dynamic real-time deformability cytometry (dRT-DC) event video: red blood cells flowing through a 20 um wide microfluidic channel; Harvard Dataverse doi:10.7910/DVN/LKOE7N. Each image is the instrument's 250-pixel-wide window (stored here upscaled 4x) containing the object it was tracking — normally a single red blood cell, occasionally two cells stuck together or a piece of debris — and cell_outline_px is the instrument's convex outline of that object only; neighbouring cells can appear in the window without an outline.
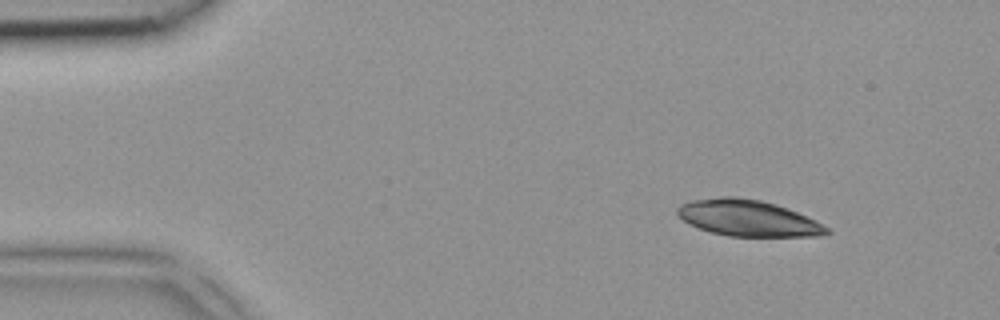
{"species": "common noctule bat (a hibernating species)", "species_latin": "Nyctalus noctula", "temperature_condition": "room temperature", "stored_images_in_passage": 3, "camera_frame_rate_fps": 3000, "um_per_image_px": 0.085, "animal": {"sex": "female", "body_mass_g": 18.4}, "frame": {"image": 1, "passage_image": 1, "time_ms": 0.0, "image_size_px": [1000, 320], "cell_outline_px": [[832, 232], [820, 236], [728, 236], [712, 232], [688, 224], [676, 212], [676, 208], [680, 204], [692, 200], [720, 196], [736, 196], [760, 200], [776, 204], [788, 208], [828, 228]], "centroid_in_image_um": [63.53, 18.53], "position_along_channel_um": 21.5, "area_um2": 31.27}}